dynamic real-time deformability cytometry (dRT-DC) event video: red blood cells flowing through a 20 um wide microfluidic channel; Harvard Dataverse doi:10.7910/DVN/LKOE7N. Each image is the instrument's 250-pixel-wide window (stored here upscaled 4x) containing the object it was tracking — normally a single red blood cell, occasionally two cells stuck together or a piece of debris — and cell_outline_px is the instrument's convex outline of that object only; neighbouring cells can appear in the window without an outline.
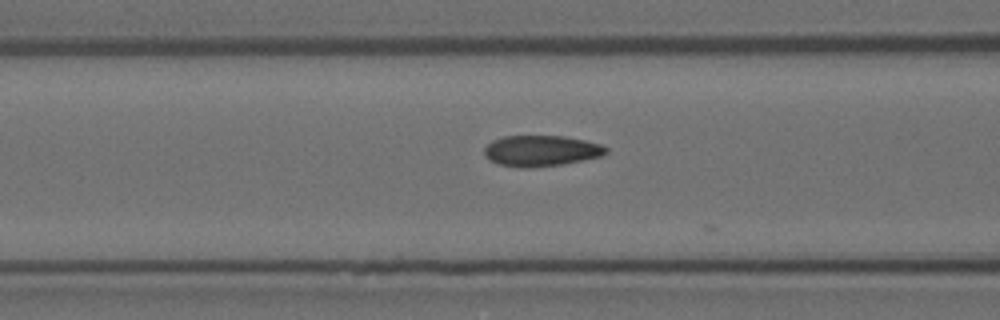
{"species": "Egyptian fruit bat (a non-hibernating species)", "species_latin": "Rousettus aegyptiacus", "temperature_condition": "room temperature", "stored_images_in_passage": 16, "camera_frame_rate_fps": 3000, "um_per_image_px": 0.085, "animal": {"sex": "female"}, "frame": {"image": 1, "passage_image": 15, "time_ms": 4.667, "image_size_px": [1000, 320], "cell_outline_px": [[608, 152], [600, 156], [564, 164], [532, 168], [520, 168], [500, 164], [484, 156], [484, 148], [492, 140], [504, 136], [564, 136], [584, 140], [600, 144], [608, 148]], "centroid_in_image_um": [45.99, 12.82], "position_along_channel_um": 120.6, "area_um2": 21.91}}